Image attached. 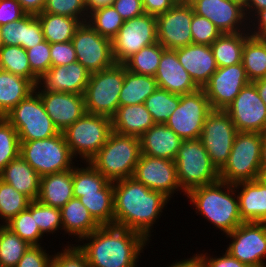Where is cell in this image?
Segmentation results:
<instances>
[{
	"mask_svg": "<svg viewBox=\"0 0 266 267\" xmlns=\"http://www.w3.org/2000/svg\"><path fill=\"white\" fill-rule=\"evenodd\" d=\"M113 190L114 225L138 232L149 241L153 224L171 199L134 177L113 182Z\"/></svg>",
	"mask_w": 266,
	"mask_h": 267,
	"instance_id": "obj_1",
	"label": "cell"
},
{
	"mask_svg": "<svg viewBox=\"0 0 266 267\" xmlns=\"http://www.w3.org/2000/svg\"><path fill=\"white\" fill-rule=\"evenodd\" d=\"M90 267H137L148 241L138 232L115 225L100 226L80 241Z\"/></svg>",
	"mask_w": 266,
	"mask_h": 267,
	"instance_id": "obj_2",
	"label": "cell"
},
{
	"mask_svg": "<svg viewBox=\"0 0 266 267\" xmlns=\"http://www.w3.org/2000/svg\"><path fill=\"white\" fill-rule=\"evenodd\" d=\"M235 189L234 185L219 179L214 183L190 190L186 196L190 199V204L195 206L196 213L203 215L216 229L229 234L244 223L240 216Z\"/></svg>",
	"mask_w": 266,
	"mask_h": 267,
	"instance_id": "obj_3",
	"label": "cell"
},
{
	"mask_svg": "<svg viewBox=\"0 0 266 267\" xmlns=\"http://www.w3.org/2000/svg\"><path fill=\"white\" fill-rule=\"evenodd\" d=\"M140 138L114 131L99 152L88 162L109 182L133 177L141 156Z\"/></svg>",
	"mask_w": 266,
	"mask_h": 267,
	"instance_id": "obj_4",
	"label": "cell"
},
{
	"mask_svg": "<svg viewBox=\"0 0 266 267\" xmlns=\"http://www.w3.org/2000/svg\"><path fill=\"white\" fill-rule=\"evenodd\" d=\"M263 133L238 132L226 163L219 169V179L232 185L258 179L261 172L260 151Z\"/></svg>",
	"mask_w": 266,
	"mask_h": 267,
	"instance_id": "obj_5",
	"label": "cell"
},
{
	"mask_svg": "<svg viewBox=\"0 0 266 267\" xmlns=\"http://www.w3.org/2000/svg\"><path fill=\"white\" fill-rule=\"evenodd\" d=\"M174 161L184 195L194 188L219 180V170L212 163L200 139L183 140Z\"/></svg>",
	"mask_w": 266,
	"mask_h": 267,
	"instance_id": "obj_6",
	"label": "cell"
},
{
	"mask_svg": "<svg viewBox=\"0 0 266 267\" xmlns=\"http://www.w3.org/2000/svg\"><path fill=\"white\" fill-rule=\"evenodd\" d=\"M124 84V64L90 74L84 92L86 113L112 118L120 106L119 96Z\"/></svg>",
	"mask_w": 266,
	"mask_h": 267,
	"instance_id": "obj_7",
	"label": "cell"
},
{
	"mask_svg": "<svg viewBox=\"0 0 266 267\" xmlns=\"http://www.w3.org/2000/svg\"><path fill=\"white\" fill-rule=\"evenodd\" d=\"M20 156L40 176L64 172L74 167L75 157L63 132L47 139L20 141Z\"/></svg>",
	"mask_w": 266,
	"mask_h": 267,
	"instance_id": "obj_8",
	"label": "cell"
},
{
	"mask_svg": "<svg viewBox=\"0 0 266 267\" xmlns=\"http://www.w3.org/2000/svg\"><path fill=\"white\" fill-rule=\"evenodd\" d=\"M112 132V119L85 113L63 131L67 145L74 157L78 154L82 161L92 159L107 142Z\"/></svg>",
	"mask_w": 266,
	"mask_h": 267,
	"instance_id": "obj_9",
	"label": "cell"
},
{
	"mask_svg": "<svg viewBox=\"0 0 266 267\" xmlns=\"http://www.w3.org/2000/svg\"><path fill=\"white\" fill-rule=\"evenodd\" d=\"M6 120L16 129L20 141L47 139L60 133L36 91L21 100L6 115Z\"/></svg>",
	"mask_w": 266,
	"mask_h": 267,
	"instance_id": "obj_10",
	"label": "cell"
},
{
	"mask_svg": "<svg viewBox=\"0 0 266 267\" xmlns=\"http://www.w3.org/2000/svg\"><path fill=\"white\" fill-rule=\"evenodd\" d=\"M212 111L203 88L180 95L176 110L165 123L182 140L200 139L207 115Z\"/></svg>",
	"mask_w": 266,
	"mask_h": 267,
	"instance_id": "obj_11",
	"label": "cell"
},
{
	"mask_svg": "<svg viewBox=\"0 0 266 267\" xmlns=\"http://www.w3.org/2000/svg\"><path fill=\"white\" fill-rule=\"evenodd\" d=\"M111 42L115 62L123 64L143 47L158 42L156 16L144 13L124 21Z\"/></svg>",
	"mask_w": 266,
	"mask_h": 267,
	"instance_id": "obj_12",
	"label": "cell"
},
{
	"mask_svg": "<svg viewBox=\"0 0 266 267\" xmlns=\"http://www.w3.org/2000/svg\"><path fill=\"white\" fill-rule=\"evenodd\" d=\"M237 133L234 123L224 110H212L207 115L200 140L218 170L226 163Z\"/></svg>",
	"mask_w": 266,
	"mask_h": 267,
	"instance_id": "obj_13",
	"label": "cell"
},
{
	"mask_svg": "<svg viewBox=\"0 0 266 267\" xmlns=\"http://www.w3.org/2000/svg\"><path fill=\"white\" fill-rule=\"evenodd\" d=\"M71 41L77 61L90 73L99 72L116 63L111 40L96 32L88 22L80 24Z\"/></svg>",
	"mask_w": 266,
	"mask_h": 267,
	"instance_id": "obj_14",
	"label": "cell"
},
{
	"mask_svg": "<svg viewBox=\"0 0 266 267\" xmlns=\"http://www.w3.org/2000/svg\"><path fill=\"white\" fill-rule=\"evenodd\" d=\"M227 252L249 267H266V222H244L231 233ZM265 264V265H264Z\"/></svg>",
	"mask_w": 266,
	"mask_h": 267,
	"instance_id": "obj_15",
	"label": "cell"
},
{
	"mask_svg": "<svg viewBox=\"0 0 266 267\" xmlns=\"http://www.w3.org/2000/svg\"><path fill=\"white\" fill-rule=\"evenodd\" d=\"M224 111L238 132H266V105L253 82L245 85Z\"/></svg>",
	"mask_w": 266,
	"mask_h": 267,
	"instance_id": "obj_16",
	"label": "cell"
},
{
	"mask_svg": "<svg viewBox=\"0 0 266 267\" xmlns=\"http://www.w3.org/2000/svg\"><path fill=\"white\" fill-rule=\"evenodd\" d=\"M193 8L186 0H179L170 10L156 17L158 42L176 50L193 43L190 30Z\"/></svg>",
	"mask_w": 266,
	"mask_h": 267,
	"instance_id": "obj_17",
	"label": "cell"
},
{
	"mask_svg": "<svg viewBox=\"0 0 266 267\" xmlns=\"http://www.w3.org/2000/svg\"><path fill=\"white\" fill-rule=\"evenodd\" d=\"M186 1L192 6L195 14L209 19L222 33L248 31L249 23L244 4L239 0Z\"/></svg>",
	"mask_w": 266,
	"mask_h": 267,
	"instance_id": "obj_18",
	"label": "cell"
},
{
	"mask_svg": "<svg viewBox=\"0 0 266 267\" xmlns=\"http://www.w3.org/2000/svg\"><path fill=\"white\" fill-rule=\"evenodd\" d=\"M250 83L242 63L218 67L203 87L212 110H225L241 89Z\"/></svg>",
	"mask_w": 266,
	"mask_h": 267,
	"instance_id": "obj_19",
	"label": "cell"
},
{
	"mask_svg": "<svg viewBox=\"0 0 266 267\" xmlns=\"http://www.w3.org/2000/svg\"><path fill=\"white\" fill-rule=\"evenodd\" d=\"M133 177L150 190L162 192L169 199L181 190L173 160L141 154Z\"/></svg>",
	"mask_w": 266,
	"mask_h": 267,
	"instance_id": "obj_20",
	"label": "cell"
},
{
	"mask_svg": "<svg viewBox=\"0 0 266 267\" xmlns=\"http://www.w3.org/2000/svg\"><path fill=\"white\" fill-rule=\"evenodd\" d=\"M90 74L91 73L78 61L66 66H51V68L38 79L35 91L65 92L84 95Z\"/></svg>",
	"mask_w": 266,
	"mask_h": 267,
	"instance_id": "obj_21",
	"label": "cell"
},
{
	"mask_svg": "<svg viewBox=\"0 0 266 267\" xmlns=\"http://www.w3.org/2000/svg\"><path fill=\"white\" fill-rule=\"evenodd\" d=\"M48 116L63 132L86 113L84 95L65 92H37Z\"/></svg>",
	"mask_w": 266,
	"mask_h": 267,
	"instance_id": "obj_22",
	"label": "cell"
},
{
	"mask_svg": "<svg viewBox=\"0 0 266 267\" xmlns=\"http://www.w3.org/2000/svg\"><path fill=\"white\" fill-rule=\"evenodd\" d=\"M155 79L158 88L175 94H187L194 92L199 87L194 83L190 74L180 64L177 57V49H165L157 68Z\"/></svg>",
	"mask_w": 266,
	"mask_h": 267,
	"instance_id": "obj_23",
	"label": "cell"
},
{
	"mask_svg": "<svg viewBox=\"0 0 266 267\" xmlns=\"http://www.w3.org/2000/svg\"><path fill=\"white\" fill-rule=\"evenodd\" d=\"M177 57L199 88L209 82L218 68L210 45L191 43L177 49Z\"/></svg>",
	"mask_w": 266,
	"mask_h": 267,
	"instance_id": "obj_24",
	"label": "cell"
},
{
	"mask_svg": "<svg viewBox=\"0 0 266 267\" xmlns=\"http://www.w3.org/2000/svg\"><path fill=\"white\" fill-rule=\"evenodd\" d=\"M140 138L141 153L147 156L175 160L183 141L166 124H155Z\"/></svg>",
	"mask_w": 266,
	"mask_h": 267,
	"instance_id": "obj_25",
	"label": "cell"
},
{
	"mask_svg": "<svg viewBox=\"0 0 266 267\" xmlns=\"http://www.w3.org/2000/svg\"><path fill=\"white\" fill-rule=\"evenodd\" d=\"M243 222H266V186L258 179L234 185Z\"/></svg>",
	"mask_w": 266,
	"mask_h": 267,
	"instance_id": "obj_26",
	"label": "cell"
},
{
	"mask_svg": "<svg viewBox=\"0 0 266 267\" xmlns=\"http://www.w3.org/2000/svg\"><path fill=\"white\" fill-rule=\"evenodd\" d=\"M0 179L31 201L37 200L41 176L20 155L5 166L0 172Z\"/></svg>",
	"mask_w": 266,
	"mask_h": 267,
	"instance_id": "obj_27",
	"label": "cell"
},
{
	"mask_svg": "<svg viewBox=\"0 0 266 267\" xmlns=\"http://www.w3.org/2000/svg\"><path fill=\"white\" fill-rule=\"evenodd\" d=\"M4 45L21 46L25 50L44 41L42 26L36 15H26L21 20H15L0 26Z\"/></svg>",
	"mask_w": 266,
	"mask_h": 267,
	"instance_id": "obj_28",
	"label": "cell"
},
{
	"mask_svg": "<svg viewBox=\"0 0 266 267\" xmlns=\"http://www.w3.org/2000/svg\"><path fill=\"white\" fill-rule=\"evenodd\" d=\"M112 119V131L141 137L155 122L144 103L119 106Z\"/></svg>",
	"mask_w": 266,
	"mask_h": 267,
	"instance_id": "obj_29",
	"label": "cell"
},
{
	"mask_svg": "<svg viewBox=\"0 0 266 267\" xmlns=\"http://www.w3.org/2000/svg\"><path fill=\"white\" fill-rule=\"evenodd\" d=\"M73 197L72 169L41 176L40 203L61 209Z\"/></svg>",
	"mask_w": 266,
	"mask_h": 267,
	"instance_id": "obj_30",
	"label": "cell"
},
{
	"mask_svg": "<svg viewBox=\"0 0 266 267\" xmlns=\"http://www.w3.org/2000/svg\"><path fill=\"white\" fill-rule=\"evenodd\" d=\"M60 210L64 231L78 241L100 227L78 198L73 197Z\"/></svg>",
	"mask_w": 266,
	"mask_h": 267,
	"instance_id": "obj_31",
	"label": "cell"
},
{
	"mask_svg": "<svg viewBox=\"0 0 266 267\" xmlns=\"http://www.w3.org/2000/svg\"><path fill=\"white\" fill-rule=\"evenodd\" d=\"M36 85L21 76L0 69V110L6 116L21 100L35 91Z\"/></svg>",
	"mask_w": 266,
	"mask_h": 267,
	"instance_id": "obj_32",
	"label": "cell"
},
{
	"mask_svg": "<svg viewBox=\"0 0 266 267\" xmlns=\"http://www.w3.org/2000/svg\"><path fill=\"white\" fill-rule=\"evenodd\" d=\"M158 88L154 76L130 72L124 66V84L120 92V106L142 104Z\"/></svg>",
	"mask_w": 266,
	"mask_h": 267,
	"instance_id": "obj_33",
	"label": "cell"
},
{
	"mask_svg": "<svg viewBox=\"0 0 266 267\" xmlns=\"http://www.w3.org/2000/svg\"><path fill=\"white\" fill-rule=\"evenodd\" d=\"M248 31L239 33H222L210 46L217 67H228L242 63V51Z\"/></svg>",
	"mask_w": 266,
	"mask_h": 267,
	"instance_id": "obj_34",
	"label": "cell"
},
{
	"mask_svg": "<svg viewBox=\"0 0 266 267\" xmlns=\"http://www.w3.org/2000/svg\"><path fill=\"white\" fill-rule=\"evenodd\" d=\"M36 17L42 26L44 40L50 44L71 41L77 28L82 23L80 20L62 15L42 12Z\"/></svg>",
	"mask_w": 266,
	"mask_h": 267,
	"instance_id": "obj_35",
	"label": "cell"
},
{
	"mask_svg": "<svg viewBox=\"0 0 266 267\" xmlns=\"http://www.w3.org/2000/svg\"><path fill=\"white\" fill-rule=\"evenodd\" d=\"M78 199L100 226L114 225L113 182H109L101 191L83 194Z\"/></svg>",
	"mask_w": 266,
	"mask_h": 267,
	"instance_id": "obj_36",
	"label": "cell"
},
{
	"mask_svg": "<svg viewBox=\"0 0 266 267\" xmlns=\"http://www.w3.org/2000/svg\"><path fill=\"white\" fill-rule=\"evenodd\" d=\"M242 64L250 82L266 78V38L250 35L245 40Z\"/></svg>",
	"mask_w": 266,
	"mask_h": 267,
	"instance_id": "obj_37",
	"label": "cell"
},
{
	"mask_svg": "<svg viewBox=\"0 0 266 267\" xmlns=\"http://www.w3.org/2000/svg\"><path fill=\"white\" fill-rule=\"evenodd\" d=\"M0 69L30 79L35 85L38 77L31 71L27 51L21 46L4 45L0 49Z\"/></svg>",
	"mask_w": 266,
	"mask_h": 267,
	"instance_id": "obj_38",
	"label": "cell"
},
{
	"mask_svg": "<svg viewBox=\"0 0 266 267\" xmlns=\"http://www.w3.org/2000/svg\"><path fill=\"white\" fill-rule=\"evenodd\" d=\"M164 50L159 42L145 46L123 64L130 72L155 76Z\"/></svg>",
	"mask_w": 266,
	"mask_h": 267,
	"instance_id": "obj_39",
	"label": "cell"
},
{
	"mask_svg": "<svg viewBox=\"0 0 266 267\" xmlns=\"http://www.w3.org/2000/svg\"><path fill=\"white\" fill-rule=\"evenodd\" d=\"M180 102V95L157 88L144 102L155 124H165Z\"/></svg>",
	"mask_w": 266,
	"mask_h": 267,
	"instance_id": "obj_40",
	"label": "cell"
},
{
	"mask_svg": "<svg viewBox=\"0 0 266 267\" xmlns=\"http://www.w3.org/2000/svg\"><path fill=\"white\" fill-rule=\"evenodd\" d=\"M87 163V164H86ZM84 167L72 168L73 196L82 197L83 194L96 193L101 191L109 181L99 173L89 162Z\"/></svg>",
	"mask_w": 266,
	"mask_h": 267,
	"instance_id": "obj_41",
	"label": "cell"
},
{
	"mask_svg": "<svg viewBox=\"0 0 266 267\" xmlns=\"http://www.w3.org/2000/svg\"><path fill=\"white\" fill-rule=\"evenodd\" d=\"M30 246L5 225L0 224V267H15Z\"/></svg>",
	"mask_w": 266,
	"mask_h": 267,
	"instance_id": "obj_42",
	"label": "cell"
},
{
	"mask_svg": "<svg viewBox=\"0 0 266 267\" xmlns=\"http://www.w3.org/2000/svg\"><path fill=\"white\" fill-rule=\"evenodd\" d=\"M87 22L100 35L112 40L119 32L124 20L113 6H107L91 12Z\"/></svg>",
	"mask_w": 266,
	"mask_h": 267,
	"instance_id": "obj_43",
	"label": "cell"
},
{
	"mask_svg": "<svg viewBox=\"0 0 266 267\" xmlns=\"http://www.w3.org/2000/svg\"><path fill=\"white\" fill-rule=\"evenodd\" d=\"M30 201L23 193L0 179V219H3L4 225L25 210Z\"/></svg>",
	"mask_w": 266,
	"mask_h": 267,
	"instance_id": "obj_44",
	"label": "cell"
},
{
	"mask_svg": "<svg viewBox=\"0 0 266 267\" xmlns=\"http://www.w3.org/2000/svg\"><path fill=\"white\" fill-rule=\"evenodd\" d=\"M5 226L29 245L39 246L41 244L39 239L43 237V234L36 224L35 215H32L28 208L12 218Z\"/></svg>",
	"mask_w": 266,
	"mask_h": 267,
	"instance_id": "obj_45",
	"label": "cell"
},
{
	"mask_svg": "<svg viewBox=\"0 0 266 267\" xmlns=\"http://www.w3.org/2000/svg\"><path fill=\"white\" fill-rule=\"evenodd\" d=\"M27 208L35 215L36 224L43 235L56 233L58 229L63 230L59 208L44 205L38 200L30 201Z\"/></svg>",
	"mask_w": 266,
	"mask_h": 267,
	"instance_id": "obj_46",
	"label": "cell"
},
{
	"mask_svg": "<svg viewBox=\"0 0 266 267\" xmlns=\"http://www.w3.org/2000/svg\"><path fill=\"white\" fill-rule=\"evenodd\" d=\"M19 155V135L16 129L5 119L0 122V172Z\"/></svg>",
	"mask_w": 266,
	"mask_h": 267,
	"instance_id": "obj_47",
	"label": "cell"
},
{
	"mask_svg": "<svg viewBox=\"0 0 266 267\" xmlns=\"http://www.w3.org/2000/svg\"><path fill=\"white\" fill-rule=\"evenodd\" d=\"M43 12L69 16L87 22L88 12L85 6V0H46Z\"/></svg>",
	"mask_w": 266,
	"mask_h": 267,
	"instance_id": "obj_48",
	"label": "cell"
},
{
	"mask_svg": "<svg viewBox=\"0 0 266 267\" xmlns=\"http://www.w3.org/2000/svg\"><path fill=\"white\" fill-rule=\"evenodd\" d=\"M190 30L194 44L211 45L222 34L209 19L195 13Z\"/></svg>",
	"mask_w": 266,
	"mask_h": 267,
	"instance_id": "obj_49",
	"label": "cell"
},
{
	"mask_svg": "<svg viewBox=\"0 0 266 267\" xmlns=\"http://www.w3.org/2000/svg\"><path fill=\"white\" fill-rule=\"evenodd\" d=\"M26 51L31 71L40 78L52 66L50 43L44 40L32 48L26 49Z\"/></svg>",
	"mask_w": 266,
	"mask_h": 267,
	"instance_id": "obj_50",
	"label": "cell"
},
{
	"mask_svg": "<svg viewBox=\"0 0 266 267\" xmlns=\"http://www.w3.org/2000/svg\"><path fill=\"white\" fill-rule=\"evenodd\" d=\"M71 245L52 255L51 267H90L85 253L76 244Z\"/></svg>",
	"mask_w": 266,
	"mask_h": 267,
	"instance_id": "obj_51",
	"label": "cell"
},
{
	"mask_svg": "<svg viewBox=\"0 0 266 267\" xmlns=\"http://www.w3.org/2000/svg\"><path fill=\"white\" fill-rule=\"evenodd\" d=\"M41 245L30 246L15 267H51L53 256Z\"/></svg>",
	"mask_w": 266,
	"mask_h": 267,
	"instance_id": "obj_52",
	"label": "cell"
},
{
	"mask_svg": "<svg viewBox=\"0 0 266 267\" xmlns=\"http://www.w3.org/2000/svg\"><path fill=\"white\" fill-rule=\"evenodd\" d=\"M52 66L68 65L77 61L72 41L50 44Z\"/></svg>",
	"mask_w": 266,
	"mask_h": 267,
	"instance_id": "obj_53",
	"label": "cell"
},
{
	"mask_svg": "<svg viewBox=\"0 0 266 267\" xmlns=\"http://www.w3.org/2000/svg\"><path fill=\"white\" fill-rule=\"evenodd\" d=\"M26 15L17 0H0V26L21 20Z\"/></svg>",
	"mask_w": 266,
	"mask_h": 267,
	"instance_id": "obj_54",
	"label": "cell"
},
{
	"mask_svg": "<svg viewBox=\"0 0 266 267\" xmlns=\"http://www.w3.org/2000/svg\"><path fill=\"white\" fill-rule=\"evenodd\" d=\"M112 6L124 21L145 13L142 0H114Z\"/></svg>",
	"mask_w": 266,
	"mask_h": 267,
	"instance_id": "obj_55",
	"label": "cell"
},
{
	"mask_svg": "<svg viewBox=\"0 0 266 267\" xmlns=\"http://www.w3.org/2000/svg\"><path fill=\"white\" fill-rule=\"evenodd\" d=\"M205 254L200 255L203 257L206 267H249L248 265L241 263L239 260L230 255L227 251L220 257H211Z\"/></svg>",
	"mask_w": 266,
	"mask_h": 267,
	"instance_id": "obj_56",
	"label": "cell"
},
{
	"mask_svg": "<svg viewBox=\"0 0 266 267\" xmlns=\"http://www.w3.org/2000/svg\"><path fill=\"white\" fill-rule=\"evenodd\" d=\"M179 0H142L144 12L158 16L170 10Z\"/></svg>",
	"mask_w": 266,
	"mask_h": 267,
	"instance_id": "obj_57",
	"label": "cell"
},
{
	"mask_svg": "<svg viewBox=\"0 0 266 267\" xmlns=\"http://www.w3.org/2000/svg\"><path fill=\"white\" fill-rule=\"evenodd\" d=\"M252 18H255V19H248L249 25H250L248 26L250 28L248 29V31L250 35L257 37V38H266V8L257 11L252 16ZM250 23H252V25ZM251 26H252V29H251Z\"/></svg>",
	"mask_w": 266,
	"mask_h": 267,
	"instance_id": "obj_58",
	"label": "cell"
},
{
	"mask_svg": "<svg viewBox=\"0 0 266 267\" xmlns=\"http://www.w3.org/2000/svg\"><path fill=\"white\" fill-rule=\"evenodd\" d=\"M27 15H38L43 12L46 0H17Z\"/></svg>",
	"mask_w": 266,
	"mask_h": 267,
	"instance_id": "obj_59",
	"label": "cell"
},
{
	"mask_svg": "<svg viewBox=\"0 0 266 267\" xmlns=\"http://www.w3.org/2000/svg\"><path fill=\"white\" fill-rule=\"evenodd\" d=\"M195 255V256H194ZM188 259L176 261L169 267H206V263L200 254H194Z\"/></svg>",
	"mask_w": 266,
	"mask_h": 267,
	"instance_id": "obj_60",
	"label": "cell"
},
{
	"mask_svg": "<svg viewBox=\"0 0 266 267\" xmlns=\"http://www.w3.org/2000/svg\"><path fill=\"white\" fill-rule=\"evenodd\" d=\"M243 4H244V9H245L246 16L249 19H251V17L257 11L266 8V0H246Z\"/></svg>",
	"mask_w": 266,
	"mask_h": 267,
	"instance_id": "obj_61",
	"label": "cell"
},
{
	"mask_svg": "<svg viewBox=\"0 0 266 267\" xmlns=\"http://www.w3.org/2000/svg\"><path fill=\"white\" fill-rule=\"evenodd\" d=\"M113 2L114 0H85V6L89 15L97 9L112 6Z\"/></svg>",
	"mask_w": 266,
	"mask_h": 267,
	"instance_id": "obj_62",
	"label": "cell"
},
{
	"mask_svg": "<svg viewBox=\"0 0 266 267\" xmlns=\"http://www.w3.org/2000/svg\"><path fill=\"white\" fill-rule=\"evenodd\" d=\"M253 83L258 90L260 98L266 105V78L255 80Z\"/></svg>",
	"mask_w": 266,
	"mask_h": 267,
	"instance_id": "obj_63",
	"label": "cell"
},
{
	"mask_svg": "<svg viewBox=\"0 0 266 267\" xmlns=\"http://www.w3.org/2000/svg\"><path fill=\"white\" fill-rule=\"evenodd\" d=\"M261 170H266V132L263 133L260 151Z\"/></svg>",
	"mask_w": 266,
	"mask_h": 267,
	"instance_id": "obj_64",
	"label": "cell"
},
{
	"mask_svg": "<svg viewBox=\"0 0 266 267\" xmlns=\"http://www.w3.org/2000/svg\"><path fill=\"white\" fill-rule=\"evenodd\" d=\"M258 180L266 186V170H261Z\"/></svg>",
	"mask_w": 266,
	"mask_h": 267,
	"instance_id": "obj_65",
	"label": "cell"
},
{
	"mask_svg": "<svg viewBox=\"0 0 266 267\" xmlns=\"http://www.w3.org/2000/svg\"><path fill=\"white\" fill-rule=\"evenodd\" d=\"M5 119H6V116L0 110V122L4 121Z\"/></svg>",
	"mask_w": 266,
	"mask_h": 267,
	"instance_id": "obj_66",
	"label": "cell"
},
{
	"mask_svg": "<svg viewBox=\"0 0 266 267\" xmlns=\"http://www.w3.org/2000/svg\"><path fill=\"white\" fill-rule=\"evenodd\" d=\"M4 46L3 44V40H2V35H1V31H0V49Z\"/></svg>",
	"mask_w": 266,
	"mask_h": 267,
	"instance_id": "obj_67",
	"label": "cell"
}]
</instances>
